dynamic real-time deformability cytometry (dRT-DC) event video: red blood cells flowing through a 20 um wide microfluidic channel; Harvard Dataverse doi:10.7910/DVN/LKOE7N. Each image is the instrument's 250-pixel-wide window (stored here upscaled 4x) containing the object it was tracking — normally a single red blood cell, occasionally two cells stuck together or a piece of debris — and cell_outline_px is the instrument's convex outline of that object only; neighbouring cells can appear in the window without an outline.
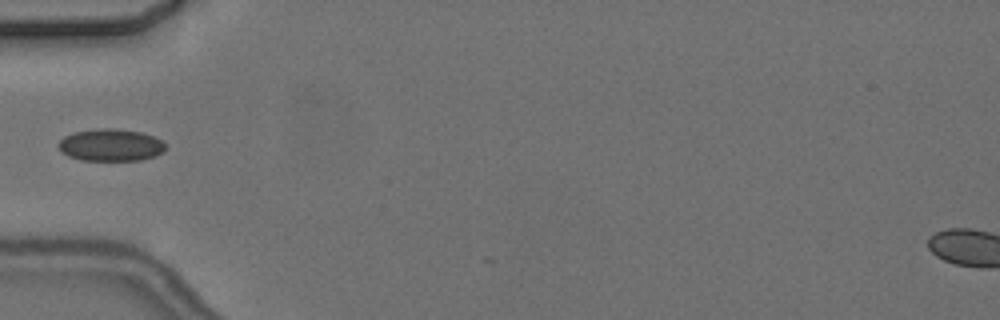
{"species": "common noctule bat (a hibernating species)", "species_latin": "Nyctalus noctula", "temperature_condition": "cold", "stored_images_in_passage": 5, "camera_frame_rate_fps": 3000, "um_per_image_px": 0.085, "animal": {"sex": "female", "body_mass_g": 24.6, "forearm_length_mm": 56.2}, "frame": {"image": 1, "passage_image": 4, "time_ms": 4.333, "image_size_px": [1000, 320], "cell_outline_px": [[164, 152], [156, 156], [140, 160], [80, 160], [68, 156], [60, 152], [56, 144], [64, 136], [72, 132], [100, 128], [112, 128], [140, 132], [152, 136], [160, 140], [164, 144]], "centroid_in_image_um": [9.35, 12.33], "position_along_channel_um": 75.7, "area_um2": 20.17}}
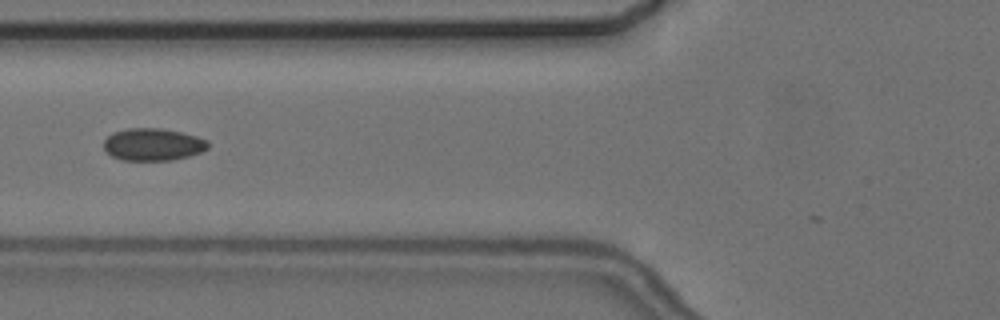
{"frame": {"image": 2, "passage_image": 5, "time_ms": 5.333, "image_size_px": [1000, 320], "cell_outline_px": [[208, 148], [200, 152], [188, 156], [172, 160], [124, 160], [112, 156], [104, 148], [104, 140], [112, 132], [128, 128], [160, 128], [180, 132], [196, 136], [208, 140]], "centroid_in_image_um": [12.99, 12.27], "position_along_channel_um": 112.8, "area_um2": 19.54}}